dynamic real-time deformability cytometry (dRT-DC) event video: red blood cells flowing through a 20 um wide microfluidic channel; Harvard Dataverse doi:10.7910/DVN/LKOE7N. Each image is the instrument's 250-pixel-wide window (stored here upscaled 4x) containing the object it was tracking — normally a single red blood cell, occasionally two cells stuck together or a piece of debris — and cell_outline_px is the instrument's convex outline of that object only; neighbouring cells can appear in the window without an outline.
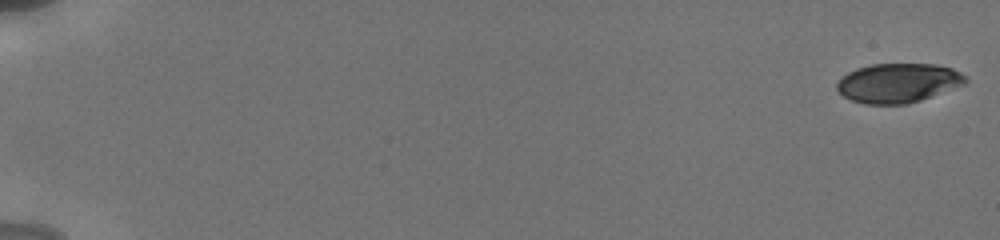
{"species": "human", "species_latin": "Homo sapiens", "temperature_condition": "cold", "stored_images_in_passage": 46, "camera_frame_rate_fps": 3000, "um_per_image_px": 0.085, "donor": {"sex": "male"}, "frame": {"image": 1, "passage_image": 1, "time_ms": 0.0, "image_size_px": [1000, 240], "cell_outline_px": [[968, 80], [964, 84], [920, 100], [908, 104], [864, 104], [852, 100], [844, 96], [836, 88], [836, 84], [848, 72], [856, 68], [872, 64], [936, 64], [952, 68], [960, 72]], "centroid_in_image_um": [76.33, 7.05], "position_along_channel_um": 8.7, "area_um2": 29.25}}
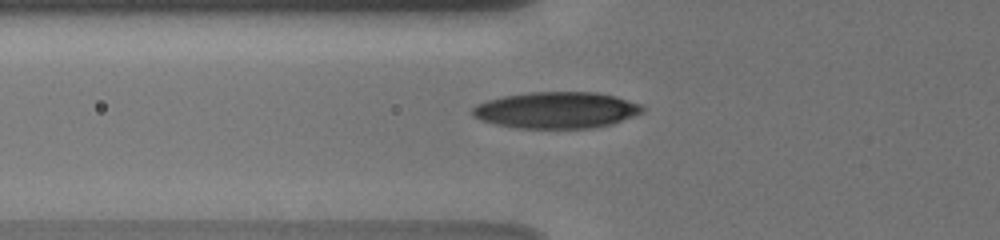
{"frame": {"image": 2, "passage_image": 22, "time_ms": 7.0, "image_size_px": [1000, 240], "cell_outline_px": [[644, 112], [612, 124], [596, 128], [516, 128], [496, 124], [480, 120], [472, 116], [472, 108], [476, 104], [488, 100], [504, 96], [528, 92], [596, 92], [616, 96], [640, 104], [644, 108]], "centroid_in_image_um": [47.3, 9.36], "position_along_channel_um": 78.5, "area_um2": 36.24}}
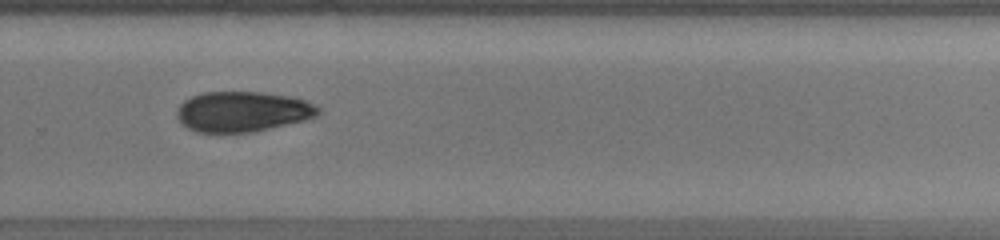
{"frame": {"image": 3, "passage_image": 35, "time_ms": 13.0, "image_size_px": [1000, 240], "cell_outline_px": [[320, 112], [316, 116], [304, 120], [252, 132], [196, 132], [188, 128], [176, 116], [176, 112], [180, 104], [184, 100], [192, 96], [204, 92], [260, 92], [288, 96], [304, 100], [316, 104], [320, 108]], "centroid_in_image_um": [20.61, 9.48], "position_along_channel_um": 309.2, "area_um2": 33.0}, "authors_computed_cell_mechanics": {"area_um2": 31.9345, "velocity_mm_per_s": 3.8577, "shape_relaxation_time_tau1_ms": 3.8318, "shape_relaxation_time_tau2_ms": null, "deformation_change_tau1": 0.0765, "deformation_change_tau2": null}}